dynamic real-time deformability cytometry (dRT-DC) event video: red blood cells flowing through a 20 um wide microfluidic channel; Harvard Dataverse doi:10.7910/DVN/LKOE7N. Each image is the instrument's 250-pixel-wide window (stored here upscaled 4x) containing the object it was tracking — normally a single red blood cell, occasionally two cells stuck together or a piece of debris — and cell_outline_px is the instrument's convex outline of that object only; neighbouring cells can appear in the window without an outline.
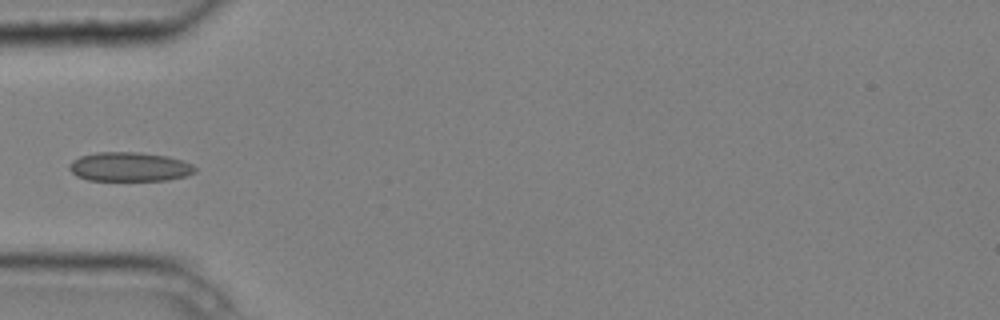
{"species": "common noctule bat (a hibernating species)", "species_latin": "Nyctalus noctula", "temperature_condition": "cold", "stored_images_in_passage": 4, "camera_frame_rate_fps": 3000, "um_per_image_px": 0.085, "animal": {"sex": "male", "body_mass_g": 20.4}, "frame": {"image": 1, "passage_image": 4, "time_ms": 1.0, "image_size_px": [1000, 320], "cell_outline_px": [[196, 172], [188, 176], [168, 180], [88, 180], [76, 176], [68, 168], [68, 164], [72, 160], [80, 156], [96, 152], [136, 152], [168, 156], [192, 164], [196, 168]], "centroid_in_image_um": [11.0, 14.18], "position_along_channel_um": 74.0, "area_um2": 21.5}}